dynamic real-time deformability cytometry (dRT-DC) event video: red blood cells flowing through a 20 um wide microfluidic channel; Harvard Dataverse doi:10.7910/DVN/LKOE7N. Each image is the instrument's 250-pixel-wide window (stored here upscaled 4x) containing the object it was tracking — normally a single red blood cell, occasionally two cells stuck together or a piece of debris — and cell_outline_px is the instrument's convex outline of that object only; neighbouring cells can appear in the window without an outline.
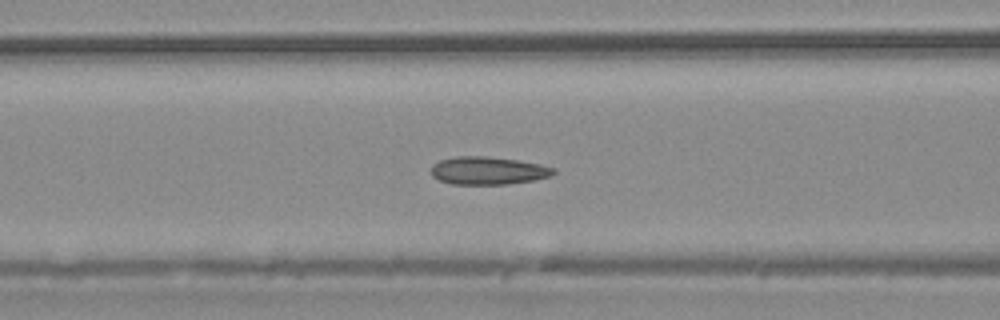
{"species": "common noctule bat (a hibernating species)", "species_latin": "Nyctalus noctula", "temperature_condition": "warm", "stored_images_in_passage": 43, "camera_frame_rate_fps": 3000, "um_per_image_px": 0.085, "animal": {"sex": "male", "body_mass_g": 20.4}, "frame": {"image": 1, "passage_image": 11, "time_ms": 3.333, "image_size_px": [1000, 320], "cell_outline_px": [[556, 172], [552, 176], [536, 180], [508, 184], [452, 184], [440, 180], [432, 176], [428, 172], [432, 164], [440, 160], [456, 156], [484, 156], [516, 160], [540, 164], [556, 168]], "centroid_in_image_um": [41.48, 14.51], "position_along_channel_um": 125.1, "area_um2": 20.11}}
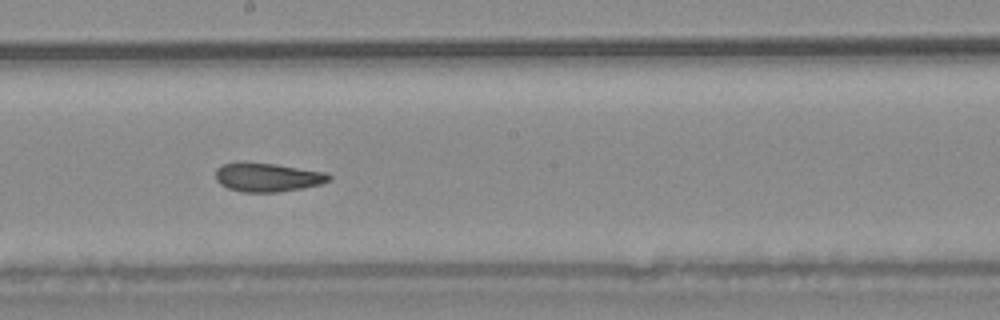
{"frame": {"image": 2, "passage_image": 19, "time_ms": 6.0, "image_size_px": [1000, 320], "cell_outline_px": [[332, 180], [320, 184], [304, 188], [276, 192], [244, 192], [228, 188], [220, 184], [216, 180], [216, 168], [224, 164], [276, 164], [328, 172], [332, 176]], "centroid_in_image_um": [22.82, 15.09], "position_along_channel_um": 225.4, "area_um2": 18.73}}
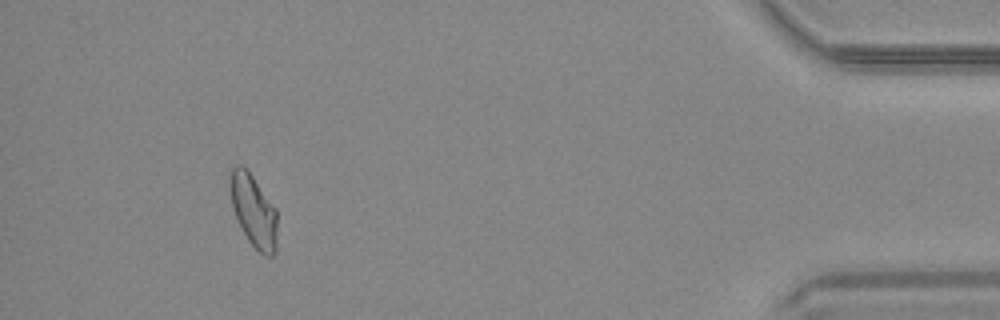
{"frame": {"image": 3, "passage_image": 39, "time_ms": 12.667, "image_size_px": [1000, 320], "cell_outline_px": [[276, 252], [272, 256], [264, 256], [248, 240], [236, 216], [232, 204], [228, 184], [228, 172], [236, 164], [244, 164], [276, 208]], "centroid_in_image_um": [21.52, 17.84], "position_along_channel_um": 413.7, "area_um2": 20.06}, "authors_computed_cell_mechanics": {"area_um2": 19.8254, "velocity_mm_per_s": 3.7639, "shape_relaxation_time_tau1_ms": null, "shape_relaxation_time_tau2_ms": 2.7874, "deformation_change_tau1": null, "deformation_change_tau2": 0.0828}}